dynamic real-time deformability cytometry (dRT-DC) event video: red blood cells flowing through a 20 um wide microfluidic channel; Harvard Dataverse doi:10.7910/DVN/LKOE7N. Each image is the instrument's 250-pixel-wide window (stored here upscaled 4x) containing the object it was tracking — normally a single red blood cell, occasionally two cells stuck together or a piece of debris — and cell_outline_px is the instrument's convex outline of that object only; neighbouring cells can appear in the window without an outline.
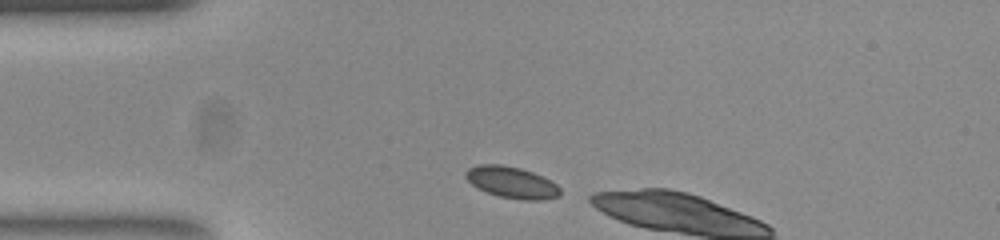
{"species": "common noctule bat (a hibernating species)", "species_latin": "Nyctalus noctula", "temperature_condition": "room temperature", "stored_images_in_passage": 4, "camera_frame_rate_fps": 3000, "um_per_image_px": 0.085, "animal": {"sex": "female", "body_mass_g": 23.0, "forearm_length_mm": 53.4}, "frame": {"image": 1, "passage_image": 1, "time_ms": 0.0, "image_size_px": [1000, 240], "cell_outline_px": [[560, 196], [540, 200], [520, 200], [500, 196], [488, 192], [472, 184], [464, 176], [464, 172], [468, 168], [480, 164], [500, 164], [520, 168], [532, 172], [556, 184], [560, 188]], "centroid_in_image_um": [43.48, 15.5], "position_along_channel_um": 41.5, "area_um2": 17.11}}